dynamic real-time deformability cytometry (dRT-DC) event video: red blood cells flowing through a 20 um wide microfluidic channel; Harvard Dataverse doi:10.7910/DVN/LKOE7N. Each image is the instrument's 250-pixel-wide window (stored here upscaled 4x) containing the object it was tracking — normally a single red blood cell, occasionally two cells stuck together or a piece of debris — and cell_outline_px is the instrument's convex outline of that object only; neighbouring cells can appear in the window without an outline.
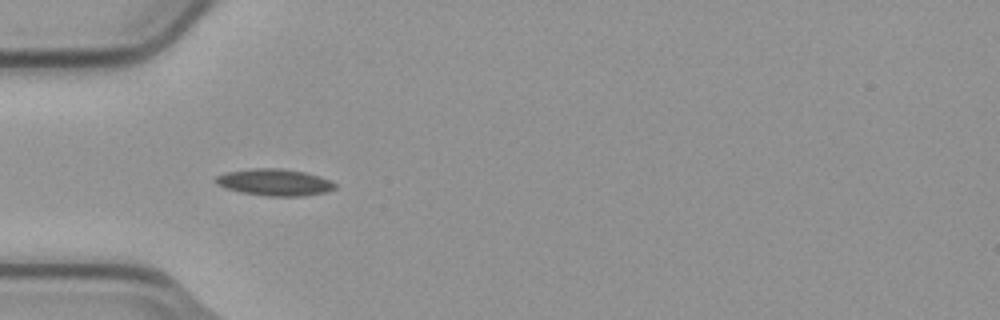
{"species": "common noctule bat (a hibernating species)", "species_latin": "Nyctalus noctula", "temperature_condition": "cold", "stored_images_in_passage": 7, "camera_frame_rate_fps": 3000, "um_per_image_px": 0.085, "animal": {"sex": "male", "body_mass_g": 23.1, "forearm_length_mm": 52.7}, "frame": {"image": 1, "passage_image": 4, "time_ms": 1.0, "image_size_px": [1000, 320], "cell_outline_px": [[336, 188], [324, 192], [304, 196], [268, 196], [240, 192], [224, 188], [216, 184], [216, 176], [224, 172], [252, 168], [284, 168], [304, 172], [320, 176], [332, 180], [336, 184]], "centroid_in_image_um": [23.33, 15.49], "position_along_channel_um": 61.7, "area_um2": 18.79}}
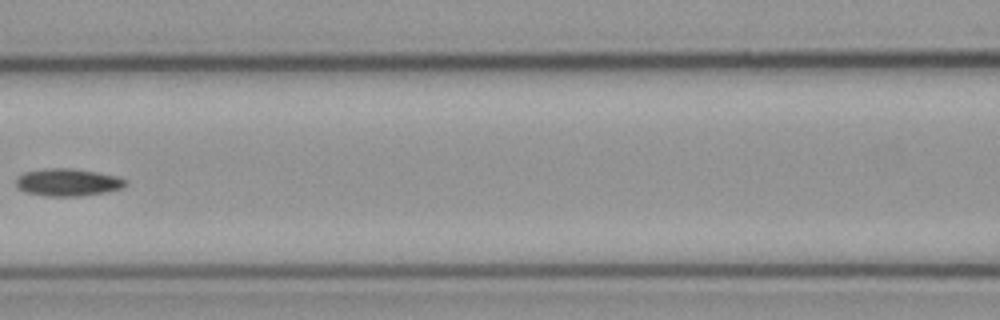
{"frame": {"image": 2, "passage_image": 6, "time_ms": 1.667, "image_size_px": [1000, 320], "cell_outline_px": [[128, 184], [120, 188], [104, 192], [80, 196], [44, 196], [24, 192], [16, 184], [16, 180], [24, 172], [48, 168], [72, 168], [96, 172], [116, 176], [128, 180]], "centroid_in_image_um": [5.77, 15.5], "position_along_channel_um": 160.8, "area_um2": 17.4}}
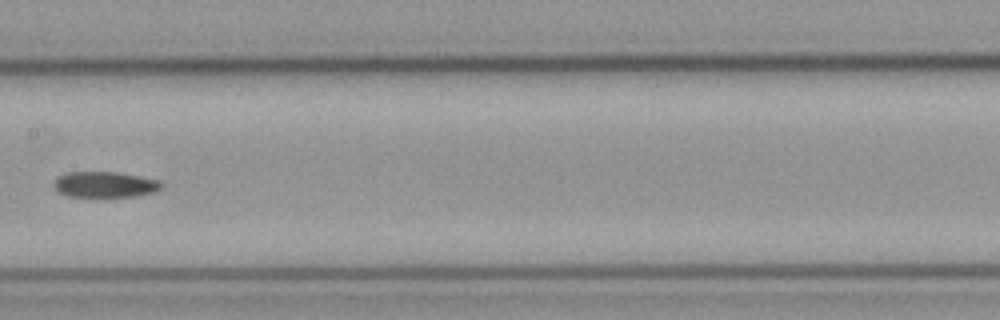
{"frame": {"image": 3, "passage_image": 7, "time_ms": 2.0, "image_size_px": [1000, 320], "cell_outline_px": [[164, 184], [156, 192], [136, 196], [68, 196], [60, 192], [52, 184], [56, 176], [64, 172], [116, 172], [160, 180]], "centroid_in_image_um": [8.91, 15.67], "position_along_channel_um": 198.5, "area_um2": 16.18}}